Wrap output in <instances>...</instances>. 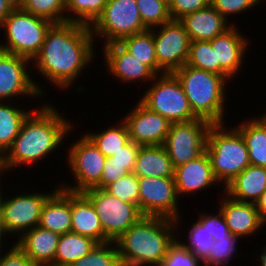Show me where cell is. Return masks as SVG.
<instances>
[{
  "instance_id": "cell-26",
  "label": "cell",
  "mask_w": 266,
  "mask_h": 266,
  "mask_svg": "<svg viewBox=\"0 0 266 266\" xmlns=\"http://www.w3.org/2000/svg\"><path fill=\"white\" fill-rule=\"evenodd\" d=\"M174 170L163 145L140 146L133 171L137 177H174Z\"/></svg>"
},
{
  "instance_id": "cell-18",
  "label": "cell",
  "mask_w": 266,
  "mask_h": 266,
  "mask_svg": "<svg viewBox=\"0 0 266 266\" xmlns=\"http://www.w3.org/2000/svg\"><path fill=\"white\" fill-rule=\"evenodd\" d=\"M108 73L119 82H152L157 76L146 64L135 58L119 42L103 45L102 48Z\"/></svg>"
},
{
  "instance_id": "cell-52",
  "label": "cell",
  "mask_w": 266,
  "mask_h": 266,
  "mask_svg": "<svg viewBox=\"0 0 266 266\" xmlns=\"http://www.w3.org/2000/svg\"><path fill=\"white\" fill-rule=\"evenodd\" d=\"M164 2H166L167 4H170L171 0H163Z\"/></svg>"
},
{
  "instance_id": "cell-46",
  "label": "cell",
  "mask_w": 266,
  "mask_h": 266,
  "mask_svg": "<svg viewBox=\"0 0 266 266\" xmlns=\"http://www.w3.org/2000/svg\"><path fill=\"white\" fill-rule=\"evenodd\" d=\"M10 248L4 254L0 251V266H36L16 244Z\"/></svg>"
},
{
  "instance_id": "cell-48",
  "label": "cell",
  "mask_w": 266,
  "mask_h": 266,
  "mask_svg": "<svg viewBox=\"0 0 266 266\" xmlns=\"http://www.w3.org/2000/svg\"><path fill=\"white\" fill-rule=\"evenodd\" d=\"M13 10L5 0H0V24Z\"/></svg>"
},
{
  "instance_id": "cell-44",
  "label": "cell",
  "mask_w": 266,
  "mask_h": 266,
  "mask_svg": "<svg viewBox=\"0 0 266 266\" xmlns=\"http://www.w3.org/2000/svg\"><path fill=\"white\" fill-rule=\"evenodd\" d=\"M135 165H119L118 163L106 162L100 181V189L134 171Z\"/></svg>"
},
{
  "instance_id": "cell-19",
  "label": "cell",
  "mask_w": 266,
  "mask_h": 266,
  "mask_svg": "<svg viewBox=\"0 0 266 266\" xmlns=\"http://www.w3.org/2000/svg\"><path fill=\"white\" fill-rule=\"evenodd\" d=\"M219 201L218 210L232 235L243 238L254 236L266 225L260 218L255 203L240 202L229 197L227 194Z\"/></svg>"
},
{
  "instance_id": "cell-38",
  "label": "cell",
  "mask_w": 266,
  "mask_h": 266,
  "mask_svg": "<svg viewBox=\"0 0 266 266\" xmlns=\"http://www.w3.org/2000/svg\"><path fill=\"white\" fill-rule=\"evenodd\" d=\"M241 237L231 235L225 238H213L214 243L210 249V254L203 261V266H226L229 261L234 259L236 243Z\"/></svg>"
},
{
  "instance_id": "cell-11",
  "label": "cell",
  "mask_w": 266,
  "mask_h": 266,
  "mask_svg": "<svg viewBox=\"0 0 266 266\" xmlns=\"http://www.w3.org/2000/svg\"><path fill=\"white\" fill-rule=\"evenodd\" d=\"M211 125L212 123L201 118L171 123L163 147L174 169L196 159L206 151L207 134Z\"/></svg>"
},
{
  "instance_id": "cell-23",
  "label": "cell",
  "mask_w": 266,
  "mask_h": 266,
  "mask_svg": "<svg viewBox=\"0 0 266 266\" xmlns=\"http://www.w3.org/2000/svg\"><path fill=\"white\" fill-rule=\"evenodd\" d=\"M179 21L191 41H211L232 26L212 5L185 15Z\"/></svg>"
},
{
  "instance_id": "cell-21",
  "label": "cell",
  "mask_w": 266,
  "mask_h": 266,
  "mask_svg": "<svg viewBox=\"0 0 266 266\" xmlns=\"http://www.w3.org/2000/svg\"><path fill=\"white\" fill-rule=\"evenodd\" d=\"M60 235L39 226L17 238L16 244L36 266H54Z\"/></svg>"
},
{
  "instance_id": "cell-31",
  "label": "cell",
  "mask_w": 266,
  "mask_h": 266,
  "mask_svg": "<svg viewBox=\"0 0 266 266\" xmlns=\"http://www.w3.org/2000/svg\"><path fill=\"white\" fill-rule=\"evenodd\" d=\"M86 135L106 158L113 156L130 141L128 127L123 120L117 122L116 126L106 127L96 133L87 132Z\"/></svg>"
},
{
  "instance_id": "cell-33",
  "label": "cell",
  "mask_w": 266,
  "mask_h": 266,
  "mask_svg": "<svg viewBox=\"0 0 266 266\" xmlns=\"http://www.w3.org/2000/svg\"><path fill=\"white\" fill-rule=\"evenodd\" d=\"M21 9L52 23L66 22V0H22Z\"/></svg>"
},
{
  "instance_id": "cell-47",
  "label": "cell",
  "mask_w": 266,
  "mask_h": 266,
  "mask_svg": "<svg viewBox=\"0 0 266 266\" xmlns=\"http://www.w3.org/2000/svg\"><path fill=\"white\" fill-rule=\"evenodd\" d=\"M259 212L260 218L266 224V190L262 193L260 198L255 203Z\"/></svg>"
},
{
  "instance_id": "cell-27",
  "label": "cell",
  "mask_w": 266,
  "mask_h": 266,
  "mask_svg": "<svg viewBox=\"0 0 266 266\" xmlns=\"http://www.w3.org/2000/svg\"><path fill=\"white\" fill-rule=\"evenodd\" d=\"M235 128L242 134L251 165L266 167V116L251 117Z\"/></svg>"
},
{
  "instance_id": "cell-28",
  "label": "cell",
  "mask_w": 266,
  "mask_h": 266,
  "mask_svg": "<svg viewBox=\"0 0 266 266\" xmlns=\"http://www.w3.org/2000/svg\"><path fill=\"white\" fill-rule=\"evenodd\" d=\"M97 244L93 239L73 232L60 235L54 266H70L90 253Z\"/></svg>"
},
{
  "instance_id": "cell-43",
  "label": "cell",
  "mask_w": 266,
  "mask_h": 266,
  "mask_svg": "<svg viewBox=\"0 0 266 266\" xmlns=\"http://www.w3.org/2000/svg\"><path fill=\"white\" fill-rule=\"evenodd\" d=\"M198 221L207 228L208 232L212 234L213 238H225L231 236V232L222 216L221 212L218 210V214H206L205 212L200 213Z\"/></svg>"
},
{
  "instance_id": "cell-40",
  "label": "cell",
  "mask_w": 266,
  "mask_h": 266,
  "mask_svg": "<svg viewBox=\"0 0 266 266\" xmlns=\"http://www.w3.org/2000/svg\"><path fill=\"white\" fill-rule=\"evenodd\" d=\"M203 266V261L196 257L178 239L168 248L166 256L157 266Z\"/></svg>"
},
{
  "instance_id": "cell-39",
  "label": "cell",
  "mask_w": 266,
  "mask_h": 266,
  "mask_svg": "<svg viewBox=\"0 0 266 266\" xmlns=\"http://www.w3.org/2000/svg\"><path fill=\"white\" fill-rule=\"evenodd\" d=\"M104 190L122 201L139 206L138 177L133 172L109 184Z\"/></svg>"
},
{
  "instance_id": "cell-30",
  "label": "cell",
  "mask_w": 266,
  "mask_h": 266,
  "mask_svg": "<svg viewBox=\"0 0 266 266\" xmlns=\"http://www.w3.org/2000/svg\"><path fill=\"white\" fill-rule=\"evenodd\" d=\"M9 103L0 102V158L12 146L24 120L32 112L15 107L11 101Z\"/></svg>"
},
{
  "instance_id": "cell-29",
  "label": "cell",
  "mask_w": 266,
  "mask_h": 266,
  "mask_svg": "<svg viewBox=\"0 0 266 266\" xmlns=\"http://www.w3.org/2000/svg\"><path fill=\"white\" fill-rule=\"evenodd\" d=\"M119 43L156 75L166 73L157 62L153 28L125 37Z\"/></svg>"
},
{
  "instance_id": "cell-42",
  "label": "cell",
  "mask_w": 266,
  "mask_h": 266,
  "mask_svg": "<svg viewBox=\"0 0 266 266\" xmlns=\"http://www.w3.org/2000/svg\"><path fill=\"white\" fill-rule=\"evenodd\" d=\"M211 5V0H171L169 12L172 20H180L185 15L200 11Z\"/></svg>"
},
{
  "instance_id": "cell-17",
  "label": "cell",
  "mask_w": 266,
  "mask_h": 266,
  "mask_svg": "<svg viewBox=\"0 0 266 266\" xmlns=\"http://www.w3.org/2000/svg\"><path fill=\"white\" fill-rule=\"evenodd\" d=\"M231 23L233 25L229 29L209 41L215 51L216 63H219V75L230 82L244 65L242 62L249 44L244 33L236 28V24Z\"/></svg>"
},
{
  "instance_id": "cell-16",
  "label": "cell",
  "mask_w": 266,
  "mask_h": 266,
  "mask_svg": "<svg viewBox=\"0 0 266 266\" xmlns=\"http://www.w3.org/2000/svg\"><path fill=\"white\" fill-rule=\"evenodd\" d=\"M122 119L129 131L130 140L141 145H163L171 122L150 110L140 100Z\"/></svg>"
},
{
  "instance_id": "cell-5",
  "label": "cell",
  "mask_w": 266,
  "mask_h": 266,
  "mask_svg": "<svg viewBox=\"0 0 266 266\" xmlns=\"http://www.w3.org/2000/svg\"><path fill=\"white\" fill-rule=\"evenodd\" d=\"M212 124L207 134L206 152L212 171L225 188L250 165L248 149L242 134L234 127Z\"/></svg>"
},
{
  "instance_id": "cell-24",
  "label": "cell",
  "mask_w": 266,
  "mask_h": 266,
  "mask_svg": "<svg viewBox=\"0 0 266 266\" xmlns=\"http://www.w3.org/2000/svg\"><path fill=\"white\" fill-rule=\"evenodd\" d=\"M71 232L104 243V232L100 218L92 202L83 193L71 192Z\"/></svg>"
},
{
  "instance_id": "cell-22",
  "label": "cell",
  "mask_w": 266,
  "mask_h": 266,
  "mask_svg": "<svg viewBox=\"0 0 266 266\" xmlns=\"http://www.w3.org/2000/svg\"><path fill=\"white\" fill-rule=\"evenodd\" d=\"M45 201L38 226L58 235L71 232V192L60 188Z\"/></svg>"
},
{
  "instance_id": "cell-35",
  "label": "cell",
  "mask_w": 266,
  "mask_h": 266,
  "mask_svg": "<svg viewBox=\"0 0 266 266\" xmlns=\"http://www.w3.org/2000/svg\"><path fill=\"white\" fill-rule=\"evenodd\" d=\"M186 64L219 75V63L209 41H191Z\"/></svg>"
},
{
  "instance_id": "cell-1",
  "label": "cell",
  "mask_w": 266,
  "mask_h": 266,
  "mask_svg": "<svg viewBox=\"0 0 266 266\" xmlns=\"http://www.w3.org/2000/svg\"><path fill=\"white\" fill-rule=\"evenodd\" d=\"M94 41L88 25L69 21L53 23L31 64L53 87H72L95 58Z\"/></svg>"
},
{
  "instance_id": "cell-37",
  "label": "cell",
  "mask_w": 266,
  "mask_h": 266,
  "mask_svg": "<svg viewBox=\"0 0 266 266\" xmlns=\"http://www.w3.org/2000/svg\"><path fill=\"white\" fill-rule=\"evenodd\" d=\"M188 230V236L186 237L188 243L177 239L196 257L204 261L210 254V249L214 243L212 234L198 220Z\"/></svg>"
},
{
  "instance_id": "cell-7",
  "label": "cell",
  "mask_w": 266,
  "mask_h": 266,
  "mask_svg": "<svg viewBox=\"0 0 266 266\" xmlns=\"http://www.w3.org/2000/svg\"><path fill=\"white\" fill-rule=\"evenodd\" d=\"M151 83L140 99L150 110L159 113L171 123L198 118L190 107L180 81L173 73L157 75Z\"/></svg>"
},
{
  "instance_id": "cell-9",
  "label": "cell",
  "mask_w": 266,
  "mask_h": 266,
  "mask_svg": "<svg viewBox=\"0 0 266 266\" xmlns=\"http://www.w3.org/2000/svg\"><path fill=\"white\" fill-rule=\"evenodd\" d=\"M90 28L94 39H104L103 45L120 42L125 37L147 30L136 0H107L102 14Z\"/></svg>"
},
{
  "instance_id": "cell-12",
  "label": "cell",
  "mask_w": 266,
  "mask_h": 266,
  "mask_svg": "<svg viewBox=\"0 0 266 266\" xmlns=\"http://www.w3.org/2000/svg\"><path fill=\"white\" fill-rule=\"evenodd\" d=\"M139 209L144 216H160L180 225L178 195L174 177H138ZM180 221V222H179Z\"/></svg>"
},
{
  "instance_id": "cell-41",
  "label": "cell",
  "mask_w": 266,
  "mask_h": 266,
  "mask_svg": "<svg viewBox=\"0 0 266 266\" xmlns=\"http://www.w3.org/2000/svg\"><path fill=\"white\" fill-rule=\"evenodd\" d=\"M260 4V0H211V5L227 20L228 16L244 13Z\"/></svg>"
},
{
  "instance_id": "cell-3",
  "label": "cell",
  "mask_w": 266,
  "mask_h": 266,
  "mask_svg": "<svg viewBox=\"0 0 266 266\" xmlns=\"http://www.w3.org/2000/svg\"><path fill=\"white\" fill-rule=\"evenodd\" d=\"M177 227L170 218L143 216L115 240L122 266H157L178 238Z\"/></svg>"
},
{
  "instance_id": "cell-4",
  "label": "cell",
  "mask_w": 266,
  "mask_h": 266,
  "mask_svg": "<svg viewBox=\"0 0 266 266\" xmlns=\"http://www.w3.org/2000/svg\"><path fill=\"white\" fill-rule=\"evenodd\" d=\"M173 74L180 81L190 107L198 118L212 124H224L228 81L223 76L187 64Z\"/></svg>"
},
{
  "instance_id": "cell-6",
  "label": "cell",
  "mask_w": 266,
  "mask_h": 266,
  "mask_svg": "<svg viewBox=\"0 0 266 266\" xmlns=\"http://www.w3.org/2000/svg\"><path fill=\"white\" fill-rule=\"evenodd\" d=\"M52 24L51 21L23 9H14L0 24V30L5 31L6 40L3 41L4 44L0 43V50L32 61L40 52Z\"/></svg>"
},
{
  "instance_id": "cell-20",
  "label": "cell",
  "mask_w": 266,
  "mask_h": 266,
  "mask_svg": "<svg viewBox=\"0 0 266 266\" xmlns=\"http://www.w3.org/2000/svg\"><path fill=\"white\" fill-rule=\"evenodd\" d=\"M174 178L179 199L180 196L186 194L206 191L207 188H212L213 184L220 185L213 174L211 161L206 151L196 159L176 167Z\"/></svg>"
},
{
  "instance_id": "cell-8",
  "label": "cell",
  "mask_w": 266,
  "mask_h": 266,
  "mask_svg": "<svg viewBox=\"0 0 266 266\" xmlns=\"http://www.w3.org/2000/svg\"><path fill=\"white\" fill-rule=\"evenodd\" d=\"M70 145L67 161L76 185H66L62 182L59 187L73 193H84L94 188L100 189L103 166L107 158L86 133Z\"/></svg>"
},
{
  "instance_id": "cell-25",
  "label": "cell",
  "mask_w": 266,
  "mask_h": 266,
  "mask_svg": "<svg viewBox=\"0 0 266 266\" xmlns=\"http://www.w3.org/2000/svg\"><path fill=\"white\" fill-rule=\"evenodd\" d=\"M266 190V167L249 165L224 188V193L240 202L256 203Z\"/></svg>"
},
{
  "instance_id": "cell-45",
  "label": "cell",
  "mask_w": 266,
  "mask_h": 266,
  "mask_svg": "<svg viewBox=\"0 0 266 266\" xmlns=\"http://www.w3.org/2000/svg\"><path fill=\"white\" fill-rule=\"evenodd\" d=\"M140 146L130 140L125 146L121 147V150L108 157L106 162L118 163L119 165H136Z\"/></svg>"
},
{
  "instance_id": "cell-34",
  "label": "cell",
  "mask_w": 266,
  "mask_h": 266,
  "mask_svg": "<svg viewBox=\"0 0 266 266\" xmlns=\"http://www.w3.org/2000/svg\"><path fill=\"white\" fill-rule=\"evenodd\" d=\"M70 266H122L115 241L97 244L85 257Z\"/></svg>"
},
{
  "instance_id": "cell-53",
  "label": "cell",
  "mask_w": 266,
  "mask_h": 266,
  "mask_svg": "<svg viewBox=\"0 0 266 266\" xmlns=\"http://www.w3.org/2000/svg\"><path fill=\"white\" fill-rule=\"evenodd\" d=\"M2 176V172L0 171V177ZM1 179V178H0ZM0 187H1V183H0ZM1 188H0V193H1Z\"/></svg>"
},
{
  "instance_id": "cell-10",
  "label": "cell",
  "mask_w": 266,
  "mask_h": 266,
  "mask_svg": "<svg viewBox=\"0 0 266 266\" xmlns=\"http://www.w3.org/2000/svg\"><path fill=\"white\" fill-rule=\"evenodd\" d=\"M93 204L104 232V243L117 240L144 215L139 206L120 200L104 189L94 188L83 193Z\"/></svg>"
},
{
  "instance_id": "cell-49",
  "label": "cell",
  "mask_w": 266,
  "mask_h": 266,
  "mask_svg": "<svg viewBox=\"0 0 266 266\" xmlns=\"http://www.w3.org/2000/svg\"><path fill=\"white\" fill-rule=\"evenodd\" d=\"M6 235H8V233H7L6 228L4 226V223H3L2 210L0 207V251L2 250L1 248L4 247V246H2L4 243L3 237L5 238Z\"/></svg>"
},
{
  "instance_id": "cell-14",
  "label": "cell",
  "mask_w": 266,
  "mask_h": 266,
  "mask_svg": "<svg viewBox=\"0 0 266 266\" xmlns=\"http://www.w3.org/2000/svg\"><path fill=\"white\" fill-rule=\"evenodd\" d=\"M2 192L3 190L0 193V207L4 226L9 235L18 234L19 237L38 226L43 205L53 194L27 191L25 194L9 197L10 199H3Z\"/></svg>"
},
{
  "instance_id": "cell-50",
  "label": "cell",
  "mask_w": 266,
  "mask_h": 266,
  "mask_svg": "<svg viewBox=\"0 0 266 266\" xmlns=\"http://www.w3.org/2000/svg\"><path fill=\"white\" fill-rule=\"evenodd\" d=\"M13 9H21L22 0H5Z\"/></svg>"
},
{
  "instance_id": "cell-15",
  "label": "cell",
  "mask_w": 266,
  "mask_h": 266,
  "mask_svg": "<svg viewBox=\"0 0 266 266\" xmlns=\"http://www.w3.org/2000/svg\"><path fill=\"white\" fill-rule=\"evenodd\" d=\"M153 38L158 65L166 73H173L186 64L191 40L179 20L153 28Z\"/></svg>"
},
{
  "instance_id": "cell-36",
  "label": "cell",
  "mask_w": 266,
  "mask_h": 266,
  "mask_svg": "<svg viewBox=\"0 0 266 266\" xmlns=\"http://www.w3.org/2000/svg\"><path fill=\"white\" fill-rule=\"evenodd\" d=\"M142 22L147 29H152L172 20L169 4L163 0H136Z\"/></svg>"
},
{
  "instance_id": "cell-51",
  "label": "cell",
  "mask_w": 266,
  "mask_h": 266,
  "mask_svg": "<svg viewBox=\"0 0 266 266\" xmlns=\"http://www.w3.org/2000/svg\"><path fill=\"white\" fill-rule=\"evenodd\" d=\"M264 249V250H263ZM262 249V253L260 252V256H259V262H260V266H266V247L264 246Z\"/></svg>"
},
{
  "instance_id": "cell-2",
  "label": "cell",
  "mask_w": 266,
  "mask_h": 266,
  "mask_svg": "<svg viewBox=\"0 0 266 266\" xmlns=\"http://www.w3.org/2000/svg\"><path fill=\"white\" fill-rule=\"evenodd\" d=\"M52 106L46 102L41 108L31 109L12 146L0 158L2 173L11 168H25L26 164L32 166L39 163L37 161L54 153L64 144V137L74 130L73 124Z\"/></svg>"
},
{
  "instance_id": "cell-32",
  "label": "cell",
  "mask_w": 266,
  "mask_h": 266,
  "mask_svg": "<svg viewBox=\"0 0 266 266\" xmlns=\"http://www.w3.org/2000/svg\"><path fill=\"white\" fill-rule=\"evenodd\" d=\"M106 3L107 0H66V13L69 14L66 21L91 26L102 14Z\"/></svg>"
},
{
  "instance_id": "cell-13",
  "label": "cell",
  "mask_w": 266,
  "mask_h": 266,
  "mask_svg": "<svg viewBox=\"0 0 266 266\" xmlns=\"http://www.w3.org/2000/svg\"><path fill=\"white\" fill-rule=\"evenodd\" d=\"M30 59L0 50V102L19 96L41 97L46 91L29 74Z\"/></svg>"
}]
</instances>
